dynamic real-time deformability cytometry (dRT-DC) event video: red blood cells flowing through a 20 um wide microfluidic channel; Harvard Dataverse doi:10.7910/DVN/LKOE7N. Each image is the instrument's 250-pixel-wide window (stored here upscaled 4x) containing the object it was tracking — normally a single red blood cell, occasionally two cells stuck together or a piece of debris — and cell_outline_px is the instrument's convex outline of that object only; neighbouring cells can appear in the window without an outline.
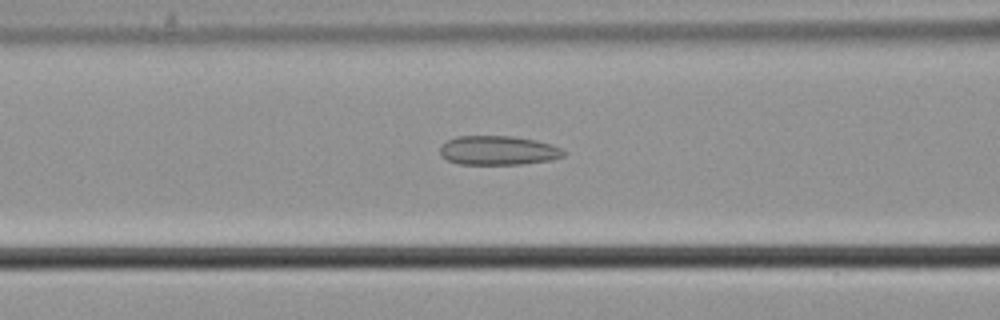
{"species": "common noctule bat (a hibernating species)", "species_latin": "Nyctalus noctula", "temperature_condition": "cold", "stored_images_in_passage": 56, "camera_frame_rate_fps": 3000, "um_per_image_px": 0.085, "animal": {"sex": "male", "body_mass_g": 21.5, "forearm_length_mm": 52.0}, "frame": {"image": 1, "passage_image": 23, "time_ms": 7.333, "image_size_px": [1000, 320], "cell_outline_px": [[564, 156], [552, 160], [520, 164], [460, 164], [448, 160], [440, 156], [440, 148], [448, 140], [456, 136], [512, 136], [536, 140], [560, 148], [564, 152]], "centroid_in_image_um": [42.32, 12.79], "position_along_channel_um": 124.3, "area_um2": 20.87}}
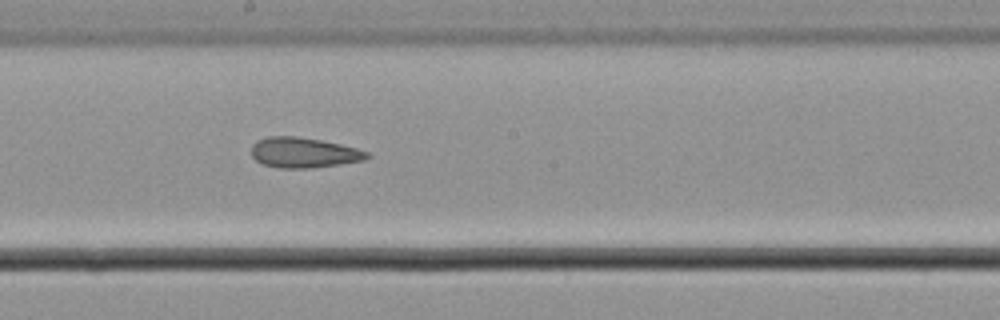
{"frame": {"image": 2, "passage_image": 31, "time_ms": 10.0, "image_size_px": [1000, 320], "cell_outline_px": [[372, 156], [364, 160], [340, 164], [312, 168], [280, 168], [264, 164], [256, 160], [252, 156], [252, 144], [256, 140], [268, 136], [296, 136], [320, 140], [340, 144], [356, 148], [368, 152]], "centroid_in_image_um": [25.82, 12.97], "position_along_channel_um": 222.4, "area_um2": 20.4}}
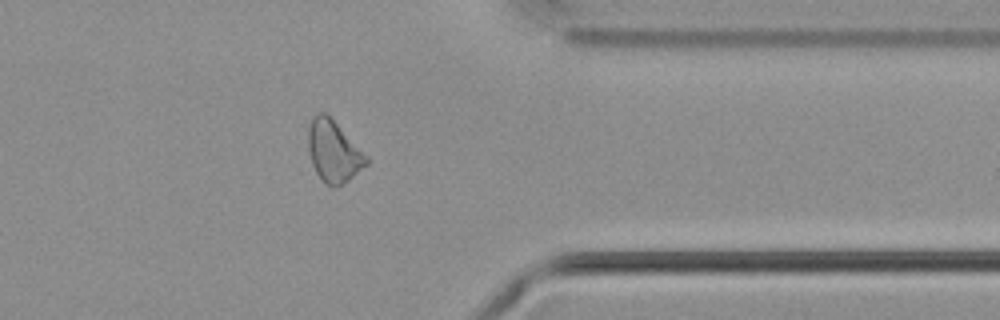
{"frame": {"image": 3, "passage_image": 45, "time_ms": 14.667, "image_size_px": [1000, 320], "cell_outline_px": [[368, 164], [348, 180], [336, 188], [332, 188], [316, 172], [312, 164], [308, 148], [308, 128], [312, 116], [316, 112], [324, 112], [368, 156]], "centroid_in_image_um": [28.34, 12.87], "position_along_channel_um": 383.1, "area_um2": 20.52}, "authors_computed_cell_mechanics": {"area_um2": 21.5305, "velocity_mm_per_s": 3.6809, "shape_relaxation_time_tau1_ms": null, "shape_relaxation_time_tau2_ms": 4.0389, "deformation_change_tau1": null, "deformation_change_tau2": 0.1207}}